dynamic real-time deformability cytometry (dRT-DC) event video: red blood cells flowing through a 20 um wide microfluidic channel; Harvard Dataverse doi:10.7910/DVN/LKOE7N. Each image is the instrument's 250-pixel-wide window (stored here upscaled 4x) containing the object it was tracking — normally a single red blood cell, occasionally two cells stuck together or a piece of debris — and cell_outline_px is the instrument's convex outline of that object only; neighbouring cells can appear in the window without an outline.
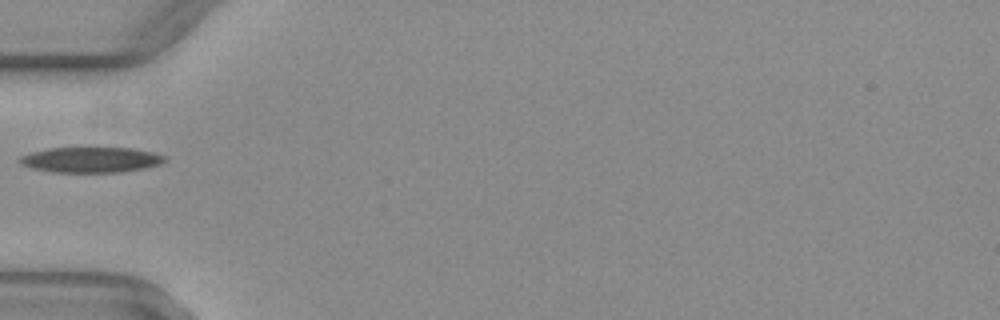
{"species": "common noctule bat (a hibernating species)", "species_latin": "Nyctalus noctula", "temperature_condition": "warm", "stored_images_in_passage": 34, "camera_frame_rate_fps": 3000, "um_per_image_px": 0.085, "animal": {"sex": "female", "body_mass_g": 29.2, "forearm_length_mm": 56.3}, "frame": {"image": 1, "passage_image": 1, "time_ms": 0.0, "image_size_px": [1000, 320], "cell_outline_px": [[168, 160], [160, 164], [144, 168], [120, 172], [52, 172], [32, 168], [20, 164], [16, 160], [20, 156], [32, 152], [48, 148], [80, 144], [84, 144], [132, 148], [152, 152], [168, 156]], "centroid_in_image_um": [7.71, 13.52], "position_along_channel_um": 77.3, "area_um2": 22.89}}
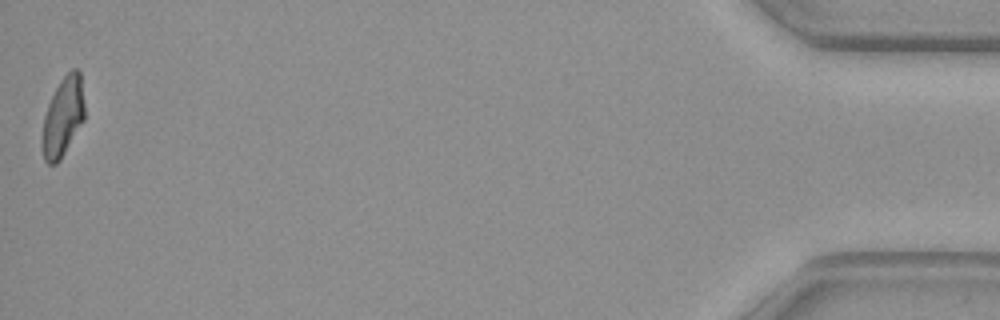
{"frame": {"image": 2, "passage_image": 34, "time_ms": 11.0, "image_size_px": [1000, 320], "cell_outline_px": [[84, 120], [60, 160], [56, 164], [48, 164], [44, 160], [40, 144], [40, 136], [44, 116], [48, 104], [60, 80], [72, 68], [80, 68], [84, 104]], "centroid_in_image_um": [5.33, 9.95], "position_along_channel_um": 429.9, "area_um2": 19.88}}